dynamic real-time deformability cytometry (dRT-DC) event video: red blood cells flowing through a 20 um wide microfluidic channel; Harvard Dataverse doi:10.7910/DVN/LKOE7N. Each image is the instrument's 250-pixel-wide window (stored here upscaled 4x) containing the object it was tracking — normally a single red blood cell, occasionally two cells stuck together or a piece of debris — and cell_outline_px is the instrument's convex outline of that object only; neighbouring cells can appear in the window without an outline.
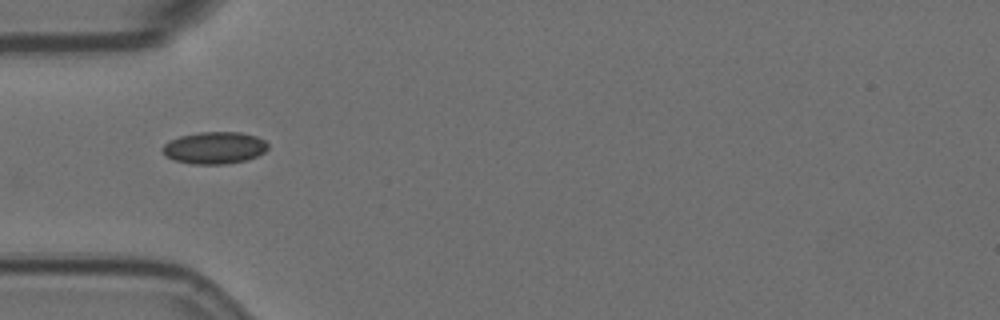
{"species": "Egyptian fruit bat (a non-hibernating species)", "species_latin": "Rousettus aegyptiacus", "temperature_condition": "room temperature", "stored_images_in_passage": 1, "camera_frame_rate_fps": 3000, "um_per_image_px": 0.085, "animal": {"sex": "female"}, "frame": {"image": 1, "passage_image": 1, "time_ms": 0.0, "image_size_px": [1000, 320], "cell_outline_px": [[268, 148], [264, 152], [256, 156], [244, 160], [224, 164], [192, 164], [172, 160], [164, 156], [160, 148], [168, 140], [180, 136], [200, 132], [240, 132], [256, 136], [264, 140], [268, 144]], "centroid_in_image_um": [18.17, 12.56], "position_along_channel_um": 66.8, "area_um2": 19.83}}